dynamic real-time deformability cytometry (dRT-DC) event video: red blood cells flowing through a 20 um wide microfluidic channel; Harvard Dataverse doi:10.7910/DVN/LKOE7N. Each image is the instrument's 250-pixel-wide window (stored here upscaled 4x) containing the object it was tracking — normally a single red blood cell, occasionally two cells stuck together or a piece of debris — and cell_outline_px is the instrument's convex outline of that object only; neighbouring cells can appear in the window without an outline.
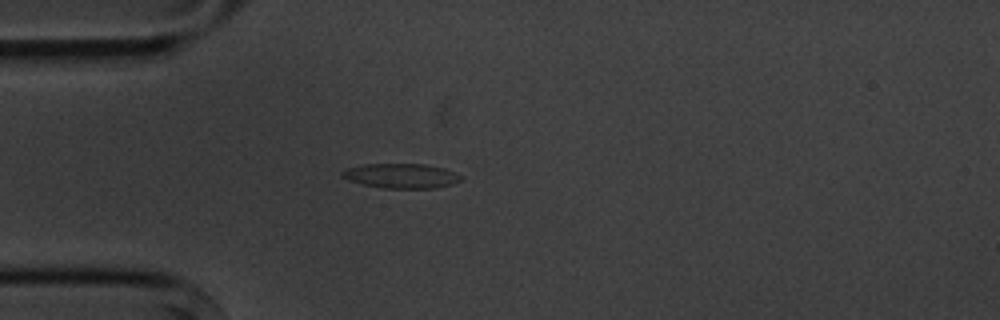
{"species": "common noctule bat (a hibernating species)", "species_latin": "Nyctalus noctula", "temperature_condition": "cold", "stored_images_in_passage": 2, "camera_frame_rate_fps": 3000, "um_per_image_px": 0.085, "animal": {"sex": "male", "body_mass_g": 20.1, "forearm_length_mm": 53.5}, "frame": {"image": 1, "passage_image": 1, "time_ms": 0.0, "image_size_px": [1000, 320], "cell_outline_px": [[464, 176], [460, 180], [452, 184], [436, 188], [384, 188], [364, 184], [348, 180], [340, 176], [340, 172], [348, 168], [364, 164], [424, 164], [444, 168], [456, 172]], "centroid_in_image_um": [34.13, 14.94], "position_along_channel_um": 50.9, "area_um2": 17.11}}